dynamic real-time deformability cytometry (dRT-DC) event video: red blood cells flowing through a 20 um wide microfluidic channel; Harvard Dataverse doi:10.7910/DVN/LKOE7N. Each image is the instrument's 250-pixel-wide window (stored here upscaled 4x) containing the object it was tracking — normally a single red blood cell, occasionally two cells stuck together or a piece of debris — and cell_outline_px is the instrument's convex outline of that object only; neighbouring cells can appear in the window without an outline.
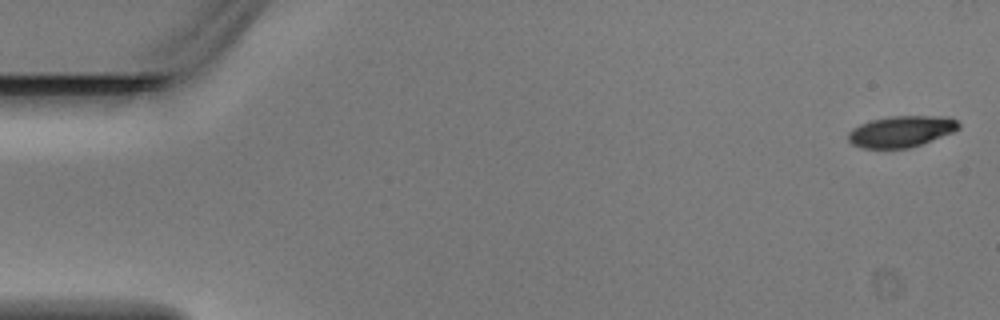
{"species": "Egyptian fruit bat (a non-hibernating species)", "species_latin": "Rousettus aegyptiacus", "temperature_condition": "warm", "stored_images_in_passage": 5, "camera_frame_rate_fps": 3000, "um_per_image_px": 0.085, "animal": {"sex": "male"}, "frame": {"image": 1, "passage_image": 1, "time_ms": 0.0, "image_size_px": [1000, 320], "cell_outline_px": [[960, 128], [952, 132], [920, 144], [908, 148], [864, 148], [852, 144], [848, 140], [848, 132], [852, 128], [860, 124], [872, 120], [888, 116], [952, 116], [960, 124]], "centroid_in_image_um": [76.6, 11.15], "position_along_channel_um": 8.4, "area_um2": 20.06}}
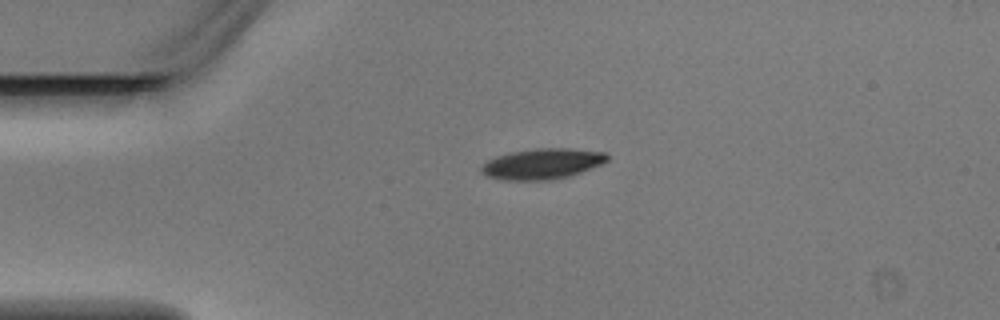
{"frame": {"image": 2, "passage_image": 4, "time_ms": 1.0, "image_size_px": [1000, 320], "cell_outline_px": [[608, 160], [604, 164], [568, 176], [548, 180], [504, 180], [488, 176], [480, 172], [480, 168], [488, 160], [496, 156], [512, 152], [536, 148], [568, 148], [608, 152]], "centroid_in_image_um": [46.13, 13.91], "position_along_channel_um": 38.9, "area_um2": 22.48}}